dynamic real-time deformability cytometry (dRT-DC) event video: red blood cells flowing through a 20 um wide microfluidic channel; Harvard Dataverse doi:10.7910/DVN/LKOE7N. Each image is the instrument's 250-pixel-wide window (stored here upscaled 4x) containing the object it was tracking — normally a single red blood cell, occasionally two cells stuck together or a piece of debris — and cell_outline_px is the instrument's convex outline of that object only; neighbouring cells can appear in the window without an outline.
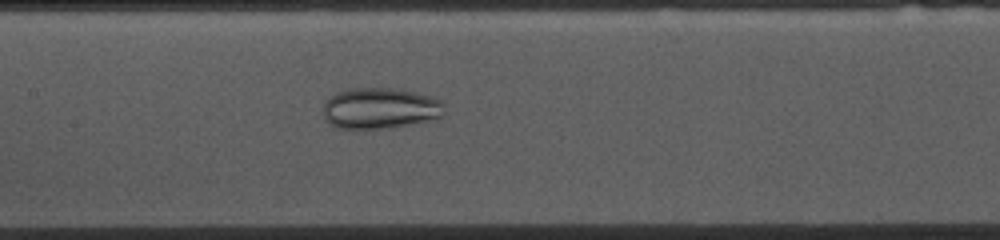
{"species": "common noctule bat (a hibernating species)", "species_latin": "Nyctalus noctula", "temperature_condition": "cold", "stored_images_in_passage": 53, "camera_frame_rate_fps": 3000, "um_per_image_px": 0.085, "animal": {"sex": "female", "body_mass_g": 10.0, "forearm_length_mm": 53.1}, "frame": {"image": 1, "passage_image": 24, "time_ms": 7.667, "image_size_px": [1000, 240], "cell_outline_px": [[444, 116], [428, 120], [392, 128], [336, 128], [328, 124], [324, 116], [324, 104], [328, 96], [336, 92], [348, 88], [392, 88], [416, 92], [432, 96], [444, 100]], "centroid_in_image_um": [32.32, 9.19], "position_along_channel_um": 175.1, "area_um2": 29.36}}
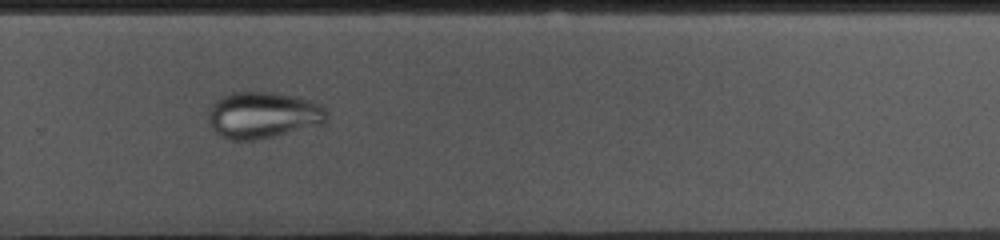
{"frame": {"image": 2, "passage_image": 35, "time_ms": 11.333, "image_size_px": [1000, 240], "cell_outline_px": [[328, 120], [320, 124], [272, 136], [252, 140], [232, 140], [216, 132], [212, 128], [208, 120], [208, 108], [216, 100], [232, 92], [272, 92], [292, 96], [308, 100], [320, 104], [328, 112]], "centroid_in_image_um": [22.33, 9.77], "position_along_channel_um": 307.5, "area_um2": 31.67}}
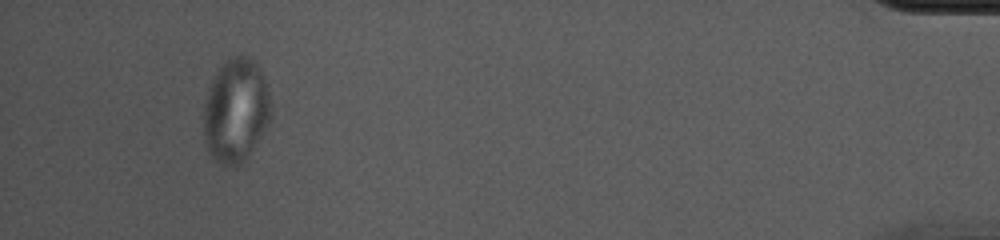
{"frame": {"image": 3, "passage_image": 50, "time_ms": 16.333, "image_size_px": [1000, 240], "cell_outline_px": [[272, 116], [268, 124], [248, 156], [236, 168], [224, 164], [216, 160], [208, 152], [204, 140], [204, 104], [208, 88], [216, 72], [224, 60], [240, 52], [256, 60], [268, 84]], "centroid_in_image_um": [20.06, 9.34], "position_along_channel_um": 415.1, "area_um2": 41.44}}